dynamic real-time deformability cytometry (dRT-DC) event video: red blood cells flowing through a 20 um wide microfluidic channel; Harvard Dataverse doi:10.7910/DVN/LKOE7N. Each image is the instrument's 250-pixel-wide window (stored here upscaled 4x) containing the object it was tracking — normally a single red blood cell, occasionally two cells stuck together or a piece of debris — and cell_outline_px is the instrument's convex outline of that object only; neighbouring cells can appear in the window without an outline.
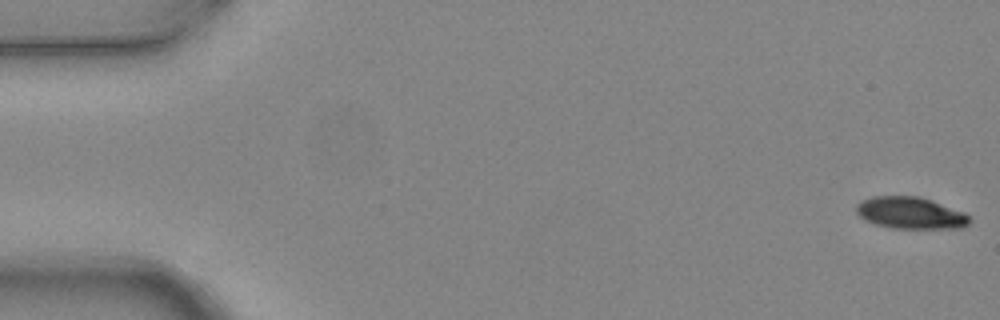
{"species": "common noctule bat (a hibernating species)", "species_latin": "Nyctalus noctula", "temperature_condition": "warm", "stored_images_in_passage": 5, "camera_frame_rate_fps": 3000, "um_per_image_px": 0.085, "animal": {"sex": "female", "body_mass_g": 24.6, "forearm_length_mm": 56.2}, "frame": {"image": 1, "passage_image": 1, "time_ms": 0.0, "image_size_px": [1000, 320], "cell_outline_px": [[972, 220], [964, 228], [892, 228], [876, 224], [860, 216], [856, 212], [856, 204], [860, 200], [872, 196], [920, 196], [932, 200], [964, 212]], "centroid_in_image_um": [77.4, 18.09], "position_along_channel_um": 7.6, "area_um2": 21.04}}
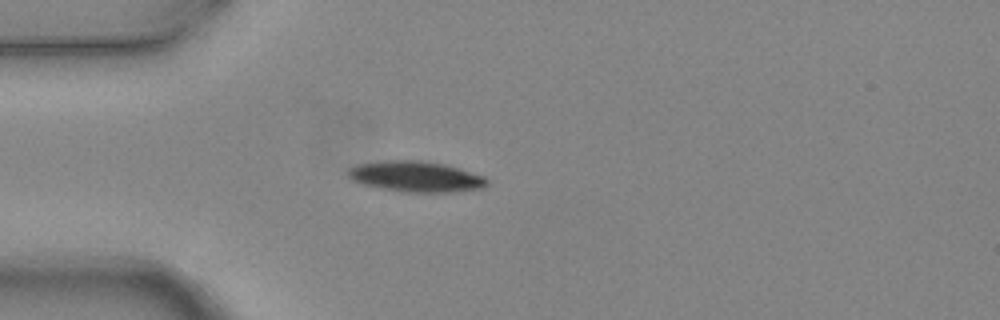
{"frame": {"image": 2, "passage_image": 4, "time_ms": 1.0, "image_size_px": [1000, 320], "cell_outline_px": [[488, 184], [484, 188], [452, 192], [404, 192], [380, 188], [364, 184], [352, 180], [348, 176], [348, 168], [356, 164], [388, 160], [420, 160], [444, 164], [460, 168], [484, 176], [488, 180]], "centroid_in_image_um": [35.36, 15.0], "position_along_channel_um": 49.6, "area_um2": 24.97}}